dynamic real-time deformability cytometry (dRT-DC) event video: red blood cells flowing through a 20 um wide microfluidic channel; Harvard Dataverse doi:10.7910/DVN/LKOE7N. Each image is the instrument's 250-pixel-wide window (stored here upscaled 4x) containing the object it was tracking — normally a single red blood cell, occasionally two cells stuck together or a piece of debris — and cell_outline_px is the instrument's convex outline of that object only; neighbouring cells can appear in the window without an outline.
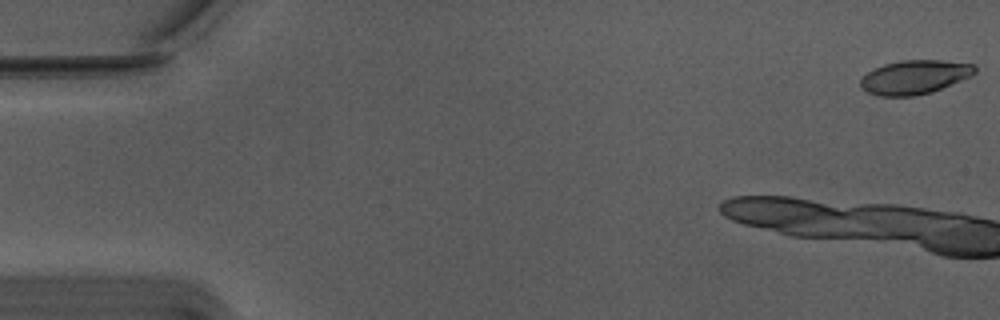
{"species": "Egyptian fruit bat (a non-hibernating species)", "species_latin": "Rousettus aegyptiacus", "temperature_condition": "warm", "stored_images_in_passage": 13, "camera_frame_rate_fps": 3000, "um_per_image_px": 0.085, "animal": {"sex": "male"}, "frame": {"image": 1, "passage_image": 1, "time_ms": 0.0, "image_size_px": [1000, 320], "cell_outline_px": [[976, 72], [972, 76], [932, 92], [916, 96], [880, 96], [868, 92], [860, 88], [860, 80], [868, 72], [884, 64], [900, 60], [940, 60], [972, 64], [976, 68]], "centroid_in_image_um": [77.74, 6.56], "position_along_channel_um": 7.3, "area_um2": 22.6}}